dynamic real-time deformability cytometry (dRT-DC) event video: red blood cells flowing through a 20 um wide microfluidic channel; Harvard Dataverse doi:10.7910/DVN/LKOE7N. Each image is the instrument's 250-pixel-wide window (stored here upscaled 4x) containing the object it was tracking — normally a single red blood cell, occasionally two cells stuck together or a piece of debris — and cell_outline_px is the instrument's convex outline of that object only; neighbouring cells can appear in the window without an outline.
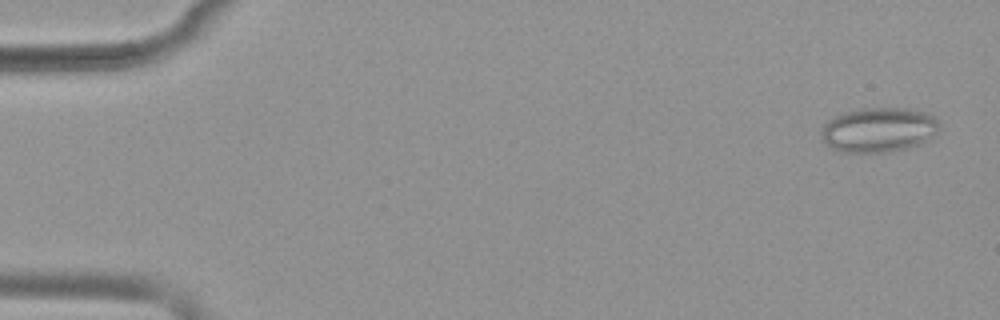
{"species": "common noctule bat (a hibernating species)", "species_latin": "Nyctalus noctula", "temperature_condition": "warm", "stored_images_in_passage": 51, "camera_frame_rate_fps": 3000, "um_per_image_px": 0.085, "animal": {"sex": "female", "body_mass_g": 19.9}, "frame": {"image": 1, "passage_image": 1, "time_ms": 0.0, "image_size_px": [1000, 320], "cell_outline_px": [[940, 128], [928, 140], [920, 144], [908, 148], [888, 152], [844, 152], [832, 148], [824, 140], [820, 132], [824, 124], [832, 116], [860, 108], [908, 108], [924, 112], [932, 116], [940, 124]], "centroid_in_image_um": [74.69, 11.03], "position_along_channel_um": 10.3, "area_um2": 30.75}}
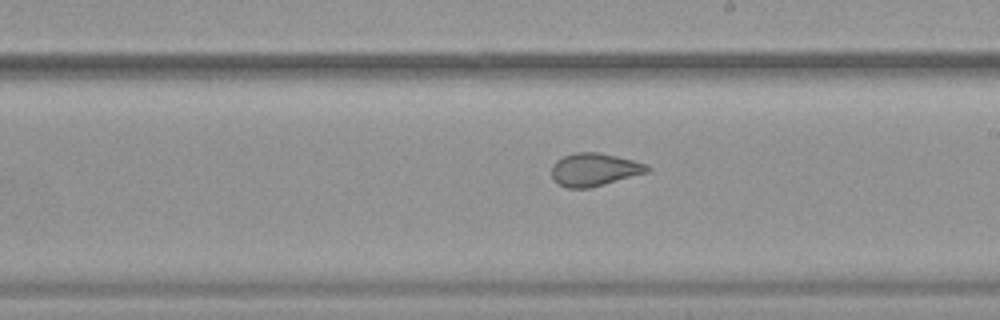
{"frame": {"image": 2, "passage_image": 29, "time_ms": 9.333, "image_size_px": [1000, 320], "cell_outline_px": [[652, 168], [648, 172], [592, 188], [568, 188], [560, 184], [552, 176], [552, 164], [556, 160], [564, 156], [576, 152], [600, 152], [648, 164]], "centroid_in_image_um": [50.55, 14.41], "position_along_channel_um": 238.5, "area_um2": 18.38}}
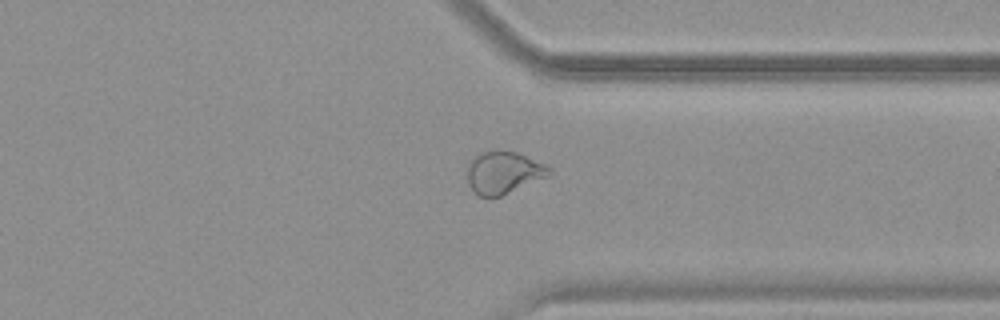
{"frame": {"image": 3, "passage_image": 39, "time_ms": 12.667, "image_size_px": [1000, 320], "cell_outline_px": [[552, 172], [548, 176], [500, 196], [480, 196], [468, 184], [468, 164], [480, 152], [492, 148], [496, 148], [516, 152], [544, 164], [552, 168]], "centroid_in_image_um": [42.8, 14.62], "position_along_channel_um": 368.6, "area_um2": 20.11}, "authors_computed_cell_mechanics": {"area_um2": 23.0044, "velocity_mm_per_s": 3.9034, "shape_relaxation_time_tau1_ms": null, "shape_relaxation_time_tau2_ms": 0.8736, "deformation_change_tau1": null, "deformation_change_tau2": 0.0593}}